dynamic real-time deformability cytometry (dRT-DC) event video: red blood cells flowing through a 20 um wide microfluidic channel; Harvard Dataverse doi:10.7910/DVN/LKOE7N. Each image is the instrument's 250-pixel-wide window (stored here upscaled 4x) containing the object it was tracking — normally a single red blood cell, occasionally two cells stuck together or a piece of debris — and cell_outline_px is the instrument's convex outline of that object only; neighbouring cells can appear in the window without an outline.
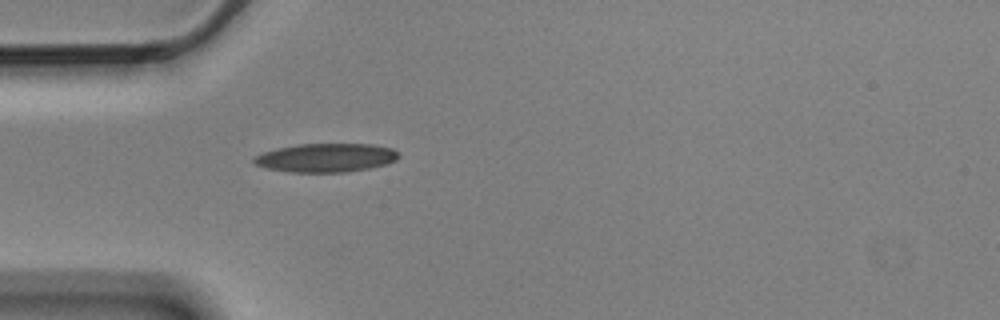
{"species": "Egyptian fruit bat (a non-hibernating species)", "species_latin": "Rousettus aegyptiacus", "temperature_condition": "cold", "stored_images_in_passage": 1, "camera_frame_rate_fps": 3000, "um_per_image_px": 0.085, "animal": {"sex": "male"}, "frame": {"image": 1, "passage_image": 1, "time_ms": 0.0, "image_size_px": [1000, 320], "cell_outline_px": [[400, 156], [396, 160], [388, 164], [368, 168], [344, 172], [288, 172], [264, 168], [256, 164], [252, 160], [256, 156], [264, 152], [276, 148], [296, 144], [372, 144], [392, 148], [400, 152]], "centroid_in_image_um": [27.73, 13.4], "position_along_channel_um": 57.3, "area_um2": 24.33}}